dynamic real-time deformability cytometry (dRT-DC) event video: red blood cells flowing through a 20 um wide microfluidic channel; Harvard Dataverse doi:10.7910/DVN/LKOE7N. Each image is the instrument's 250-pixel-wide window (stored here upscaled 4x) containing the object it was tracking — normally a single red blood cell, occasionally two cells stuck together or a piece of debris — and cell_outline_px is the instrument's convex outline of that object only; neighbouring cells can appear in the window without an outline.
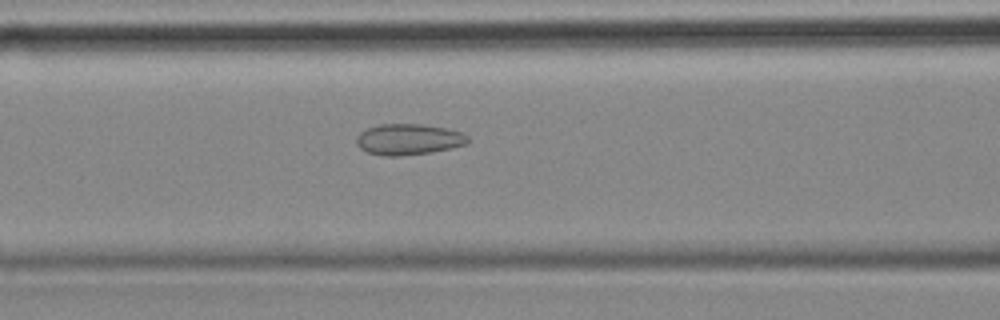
{"species": "common noctule bat (a hibernating species)", "species_latin": "Nyctalus noctula", "temperature_condition": "cold", "stored_images_in_passage": 56, "camera_frame_rate_fps": 3000, "um_per_image_px": 0.085, "animal": {"sex": "female", "body_mass_g": 18.4}, "frame": {"image": 1, "passage_image": 23, "time_ms": 7.333, "image_size_px": [1000, 320], "cell_outline_px": [[468, 144], [452, 148], [432, 152], [400, 156], [384, 156], [368, 152], [360, 148], [356, 144], [356, 136], [360, 132], [368, 128], [380, 124], [424, 124], [444, 128], [460, 132], [468, 136]], "centroid_in_image_um": [34.71, 11.85], "position_along_channel_um": 131.9, "area_um2": 20.17}}
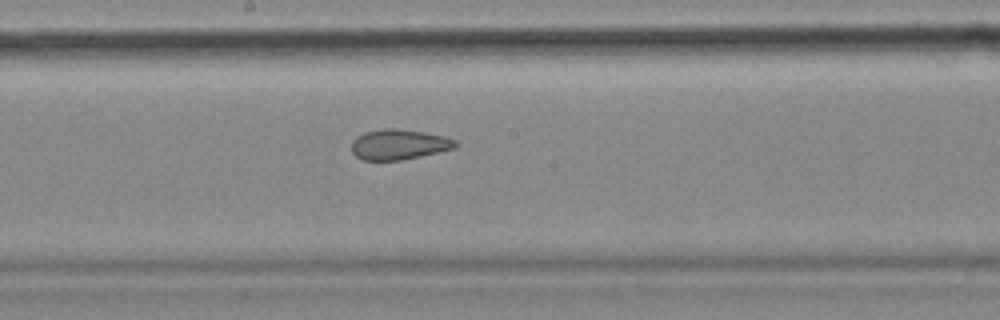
{"frame": {"image": 2, "passage_image": 30, "time_ms": 9.667, "image_size_px": [1000, 320], "cell_outline_px": [[460, 144], [456, 148], [420, 156], [400, 160], [360, 160], [352, 152], [352, 140], [356, 136], [364, 132], [384, 128], [396, 128], [424, 132], [444, 136], [456, 140]], "centroid_in_image_um": [33.91, 12.27], "position_along_channel_um": 214.3, "area_um2": 18.5}}
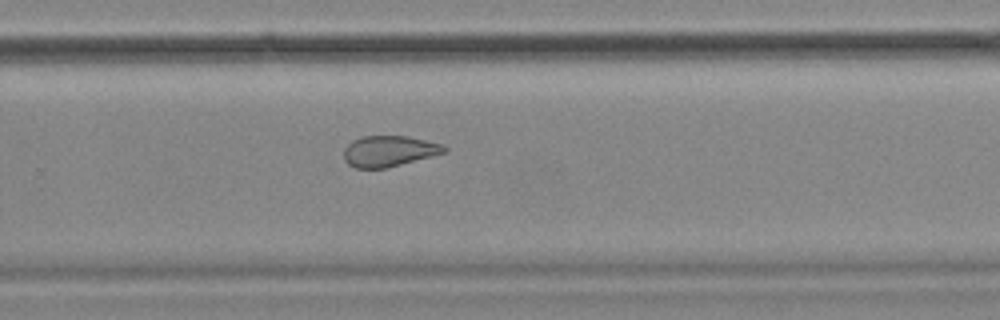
{"frame": {"image": 3, "passage_image": 37, "time_ms": 12.0, "image_size_px": [1000, 320], "cell_outline_px": [[448, 152], [384, 168], [356, 168], [348, 164], [344, 160], [344, 148], [352, 140], [364, 136], [408, 136], [444, 144], [448, 148]], "centroid_in_image_um": [33.09, 12.83], "position_along_channel_um": 296.7, "area_um2": 18.09}, "authors_computed_cell_mechanics": {"area_um2": 22.2241, "velocity_mm_per_s": 3.5498, "shape_relaxation_time_tau1_ms": null, "shape_relaxation_time_tau2_ms": 2.2162, "deformation_change_tau1": null, "deformation_change_tau2": 0.0961}}